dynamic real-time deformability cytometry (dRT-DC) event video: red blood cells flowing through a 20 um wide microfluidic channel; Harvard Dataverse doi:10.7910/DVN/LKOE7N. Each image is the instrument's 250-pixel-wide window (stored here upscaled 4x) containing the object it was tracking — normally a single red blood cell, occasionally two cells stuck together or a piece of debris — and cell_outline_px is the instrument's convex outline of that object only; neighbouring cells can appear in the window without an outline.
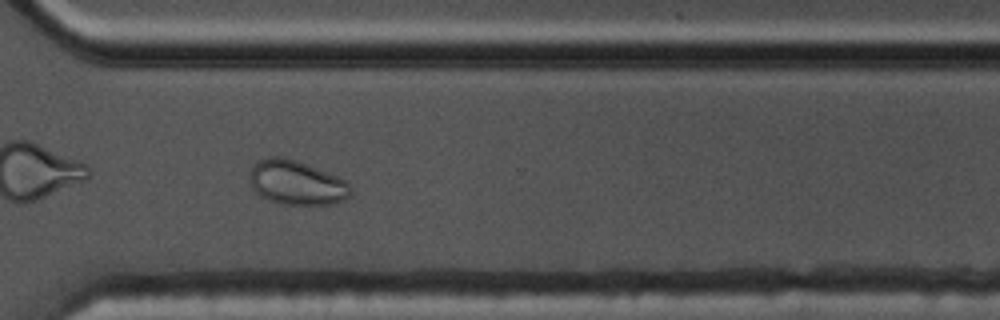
{"species": "common noctule bat (a hibernating species)", "species_latin": "Nyctalus noctula", "temperature_condition": "cold", "stored_images_in_passage": 57, "camera_frame_rate_fps": 3000, "um_per_image_px": 0.085, "animal": {"sex": "male", "body_mass_g": 17.5, "forearm_length_mm": 52.3}, "frame": {"image": 1, "passage_image": 41, "time_ms": 13.333, "image_size_px": [1000, 320], "cell_outline_px": [[352, 192], [344, 200], [332, 204], [280, 204], [268, 200], [260, 196], [252, 188], [248, 180], [248, 172], [260, 160], [272, 156], [280, 156], [296, 160], [336, 176], [344, 180], [352, 188]], "centroid_in_image_um": [25.16, 15.54], "position_along_channel_um": 345.4, "area_um2": 26.01}}
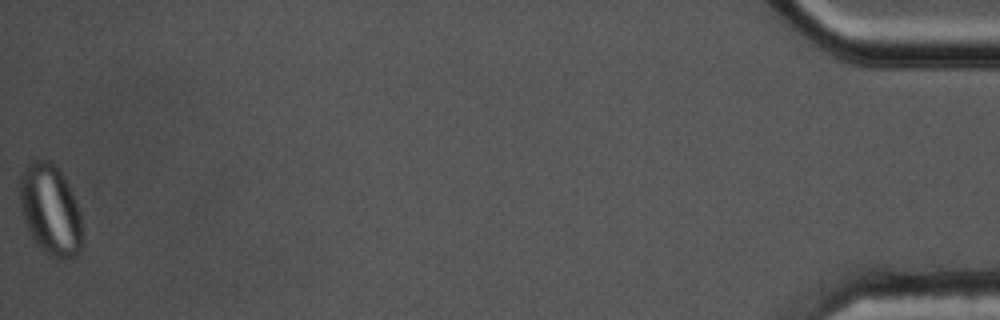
{"frame": {"image": 2, "passage_image": 57, "time_ms": 18.667, "image_size_px": [1000, 320], "cell_outline_px": [[84, 244], [80, 252], [76, 256], [68, 260], [56, 260], [44, 252], [40, 248], [28, 232], [20, 208], [20, 172], [28, 160], [36, 156], [40, 156], [48, 160], [60, 172], [80, 212], [84, 232]], "centroid_in_image_um": [4.27, 17.87], "position_along_channel_um": 430.9, "area_um2": 33.99}}